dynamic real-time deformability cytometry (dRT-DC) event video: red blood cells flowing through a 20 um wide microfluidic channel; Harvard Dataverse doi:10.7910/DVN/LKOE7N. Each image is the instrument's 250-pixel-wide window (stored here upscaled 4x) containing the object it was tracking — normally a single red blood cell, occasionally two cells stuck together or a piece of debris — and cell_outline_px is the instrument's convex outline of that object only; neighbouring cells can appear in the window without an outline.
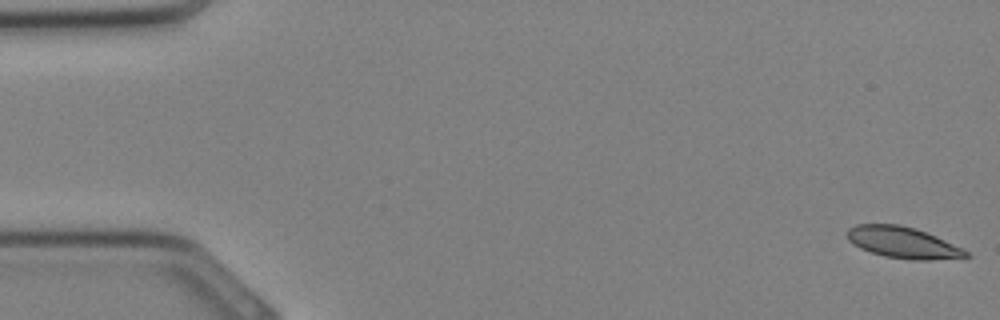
{"species": "Egyptian fruit bat (a non-hibernating species)", "species_latin": "Rousettus aegyptiacus", "temperature_condition": "cold", "stored_images_in_passage": 33, "camera_frame_rate_fps": 3000, "um_per_image_px": 0.085, "animal": {"sex": "female"}, "frame": {"image": 1, "passage_image": 1, "time_ms": 0.0, "image_size_px": [1000, 320], "cell_outline_px": [[972, 256], [928, 260], [912, 260], [884, 256], [860, 248], [852, 244], [848, 240], [848, 228], [856, 224], [900, 224], [916, 228], [936, 236], [968, 252]], "centroid_in_image_um": [76.71, 20.61], "position_along_channel_um": 8.3, "area_um2": 21.5}}
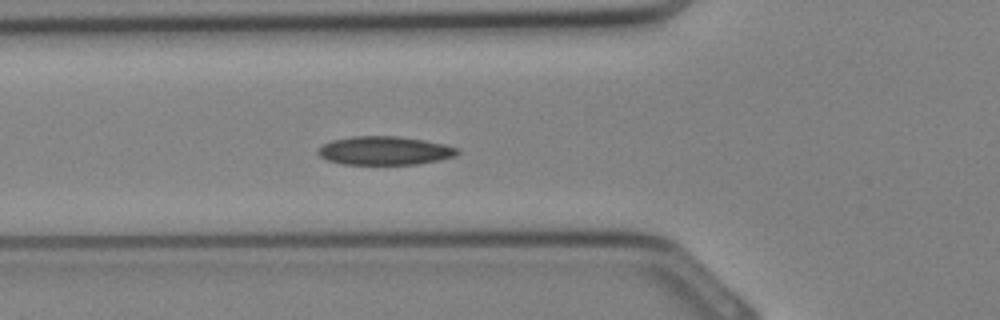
{"frame": {"image": 2, "passage_image": 12, "time_ms": 3.667, "image_size_px": [1000, 320], "cell_outline_px": [[460, 152], [456, 156], [416, 164], [344, 164], [328, 160], [320, 156], [316, 152], [324, 144], [332, 140], [352, 136], [396, 136], [424, 140], [444, 144], [456, 148]], "centroid_in_image_um": [32.69, 12.8], "position_along_channel_um": 93.1, "area_um2": 22.95}}
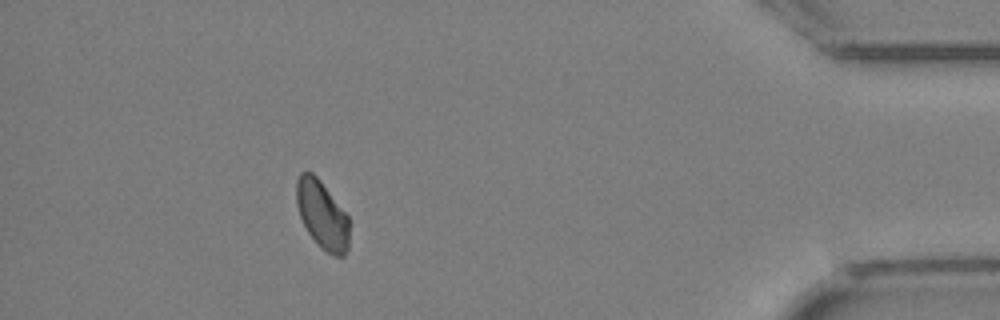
{"frame": {"image": 3, "passage_image": 30, "time_ms": 9.667, "image_size_px": [1000, 320], "cell_outline_px": [[348, 248], [344, 256], [336, 256], [320, 248], [308, 232], [300, 216], [296, 204], [296, 180], [300, 172], [312, 172], [320, 180], [348, 216]], "centroid_in_image_um": [27.36, 18.25], "position_along_channel_um": 407.8, "area_um2": 20.81}}